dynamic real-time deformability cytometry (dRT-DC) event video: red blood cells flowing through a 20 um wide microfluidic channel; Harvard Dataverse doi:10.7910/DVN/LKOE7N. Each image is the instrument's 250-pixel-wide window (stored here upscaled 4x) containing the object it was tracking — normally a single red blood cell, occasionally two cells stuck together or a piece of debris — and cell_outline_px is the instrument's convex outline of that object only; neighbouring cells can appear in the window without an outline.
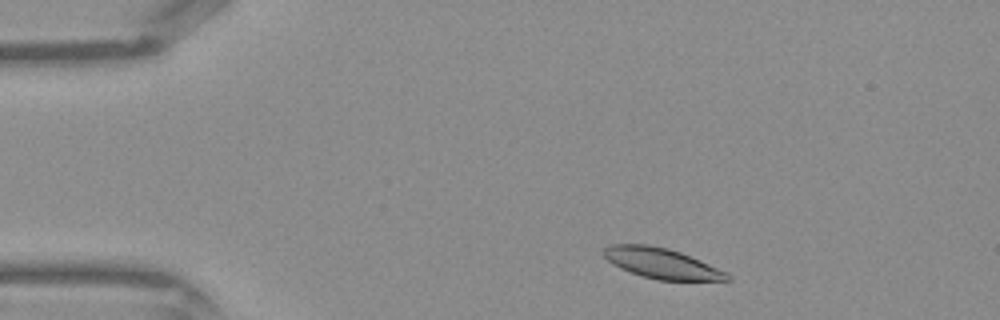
{"species": "Egyptian fruit bat (a non-hibernating species)", "species_latin": "Rousettus aegyptiacus", "temperature_condition": "warm", "stored_images_in_passage": 38, "camera_frame_rate_fps": 3000, "um_per_image_px": 0.085, "frame": {"image": 1, "passage_image": 2, "time_ms": 0.333, "image_size_px": [1000, 320], "cell_outline_px": [[732, 280], [656, 280], [640, 276], [620, 268], [612, 264], [600, 252], [604, 248], [612, 244], [648, 244], [668, 248], [680, 252], [700, 260], [728, 272], [732, 276]], "centroid_in_image_um": [56.23, 22.38], "position_along_channel_um": 28.8, "area_um2": 22.08}}
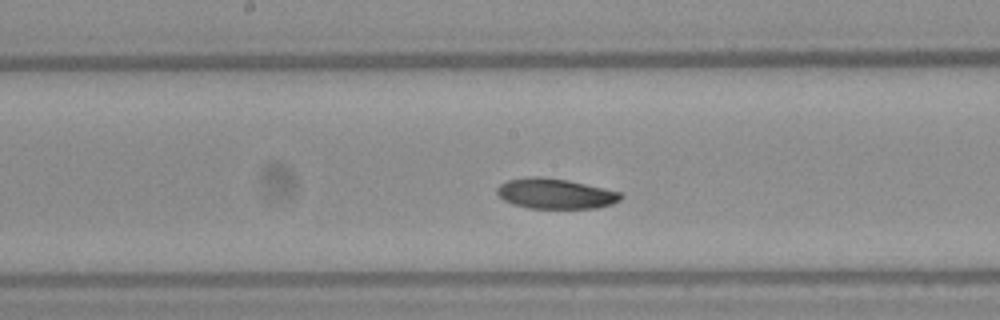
{"frame": {"image": 2, "passage_image": 17, "time_ms": 5.333, "image_size_px": [1000, 320], "cell_outline_px": [[624, 196], [620, 200], [612, 204], [596, 208], [528, 208], [512, 204], [504, 200], [496, 192], [496, 188], [500, 184], [508, 180], [528, 176], [540, 176], [568, 180], [620, 192]], "centroid_in_image_um": [47.18, 16.46], "position_along_channel_um": 201.0, "area_um2": 21.85}}
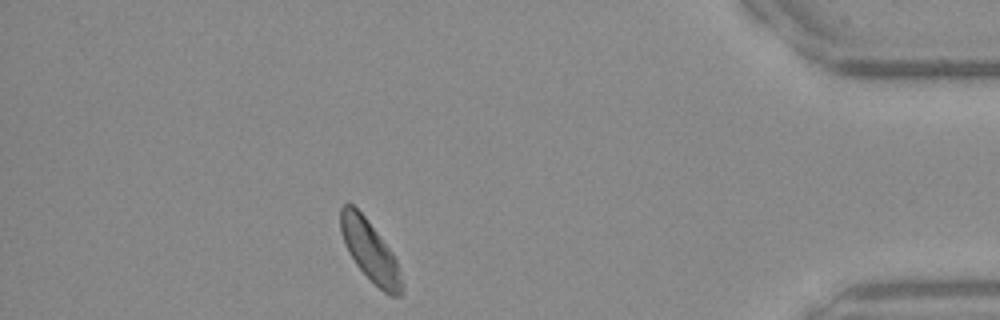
{"frame": {"image": 3, "passage_image": 33, "time_ms": 10.667, "image_size_px": [1000, 320], "cell_outline_px": [[400, 296], [388, 296], [356, 264], [340, 232], [340, 208], [344, 204], [352, 204], [368, 220], [392, 252], [396, 260], [400, 272]], "centroid_in_image_um": [31.43, 21.28], "position_along_channel_um": 403.8, "area_um2": 20.81}}